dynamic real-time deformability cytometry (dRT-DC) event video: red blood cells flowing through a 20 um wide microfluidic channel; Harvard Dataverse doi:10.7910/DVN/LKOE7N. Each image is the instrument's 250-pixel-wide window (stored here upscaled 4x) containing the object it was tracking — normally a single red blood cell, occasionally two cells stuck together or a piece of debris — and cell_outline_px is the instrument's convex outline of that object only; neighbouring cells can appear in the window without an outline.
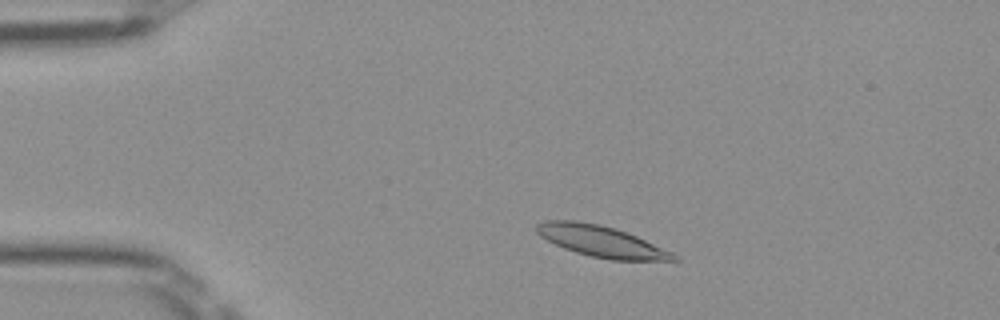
{"species": "Egyptian fruit bat (a non-hibernating species)", "species_latin": "Rousettus aegyptiacus", "temperature_condition": "room temperature", "stored_images_in_passage": 46, "camera_frame_rate_fps": 3000, "um_per_image_px": 0.085, "frame": {"image": 1, "passage_image": 5, "time_ms": 1.333, "image_size_px": [1000, 320], "cell_outline_px": [[680, 260], [612, 260], [592, 256], [576, 252], [564, 248], [540, 236], [536, 232], [536, 224], [544, 220], [576, 220], [600, 224], [636, 236], [672, 252], [680, 256]], "centroid_in_image_um": [51.09, 20.51], "position_along_channel_um": 33.9, "area_um2": 24.62}}
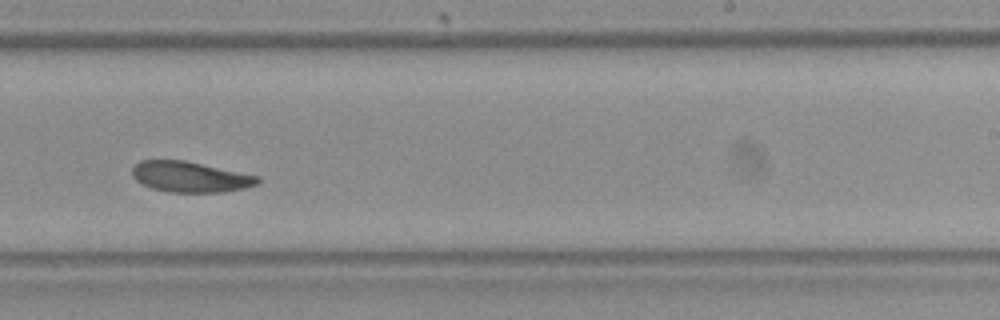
{"frame": {"image": 2, "passage_image": 27, "time_ms": 8.667, "image_size_px": [1000, 320], "cell_outline_px": [[260, 180], [256, 184], [244, 188], [224, 192], [168, 192], [152, 188], [136, 180], [132, 176], [132, 168], [140, 160], [184, 160], [260, 176]], "centroid_in_image_um": [16.16, 15.03], "position_along_channel_um": 272.8, "area_um2": 22.31}}
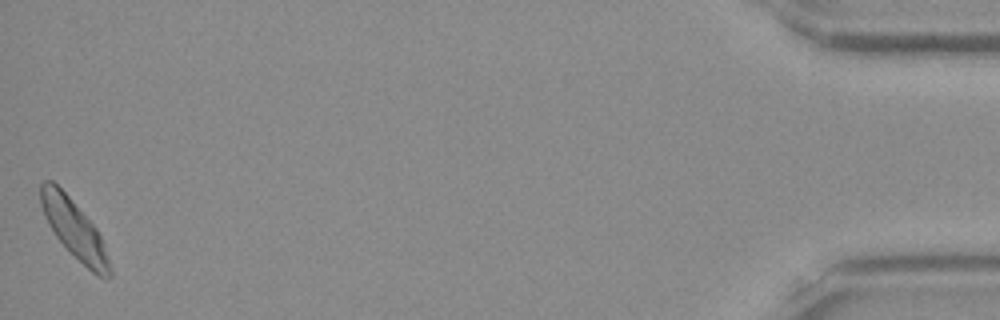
{"frame": {"image": 3, "passage_image": 46, "time_ms": 15.0, "image_size_px": [1000, 320], "cell_outline_px": [[112, 276], [108, 280], [96, 276], [56, 236], [48, 224], [44, 216], [40, 204], [40, 184], [44, 180], [52, 180], [68, 196], [96, 228], [100, 236], [112, 268]], "centroid_in_image_um": [6.31, 19.49], "position_along_channel_um": 428.9, "area_um2": 23.0}, "authors_computed_cell_mechanics": {"area_um2": 23.3223, "velocity_mm_per_s": 3.9171, "shape_relaxation_time_tau1_ms": 4.0433, "shape_relaxation_time_tau2_ms": 1.9716, "deformation_change_tau1": 0.1121, "deformation_change_tau2": 0.0565}}